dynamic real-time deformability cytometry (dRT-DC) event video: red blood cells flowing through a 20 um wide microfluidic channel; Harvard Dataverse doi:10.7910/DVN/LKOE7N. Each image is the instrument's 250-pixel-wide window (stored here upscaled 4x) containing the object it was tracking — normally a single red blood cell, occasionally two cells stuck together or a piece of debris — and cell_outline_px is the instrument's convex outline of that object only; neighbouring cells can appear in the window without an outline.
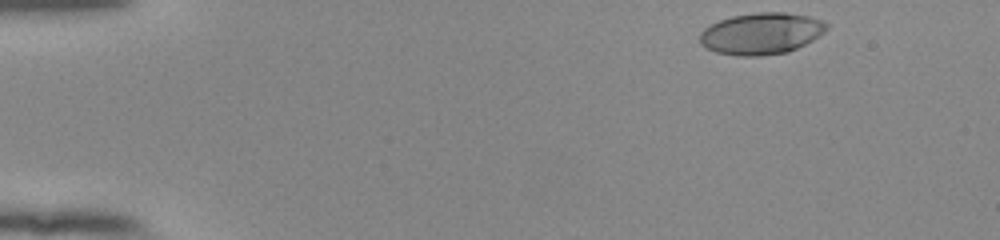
{"species": "human", "species_latin": "Homo sapiens", "temperature_condition": "room temperature", "stored_images_in_passage": 49, "camera_frame_rate_fps": 3000, "um_per_image_px": 0.085, "donor": {"sex": "female"}, "frame": {"image": 1, "passage_image": 1, "time_ms": 0.0, "image_size_px": [1000, 240], "cell_outline_px": [[828, 28], [824, 32], [812, 40], [788, 52], [760, 56], [736, 56], [716, 52], [700, 44], [700, 32], [704, 28], [720, 20], [732, 16], [756, 12], [784, 12], [808, 16], [820, 20], [828, 24]], "centroid_in_image_um": [64.7, 2.85], "position_along_channel_um": 20.3, "area_um2": 30.63}}
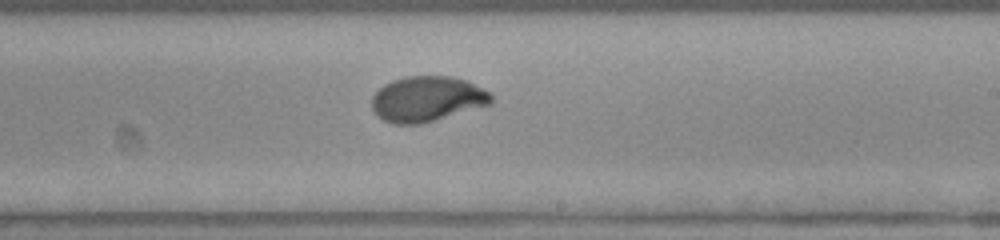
{"frame": {"image": 2, "passage_image": 28, "time_ms": 9.0, "image_size_px": [1000, 240], "cell_outline_px": [[492, 100], [488, 104], [436, 120], [420, 124], [392, 124], [376, 116], [372, 108], [372, 96], [384, 84], [392, 80], [404, 76], [448, 76], [468, 80], [492, 92]], "centroid_in_image_um": [36.29, 8.4], "position_along_channel_um": 252.7, "area_um2": 31.67}}
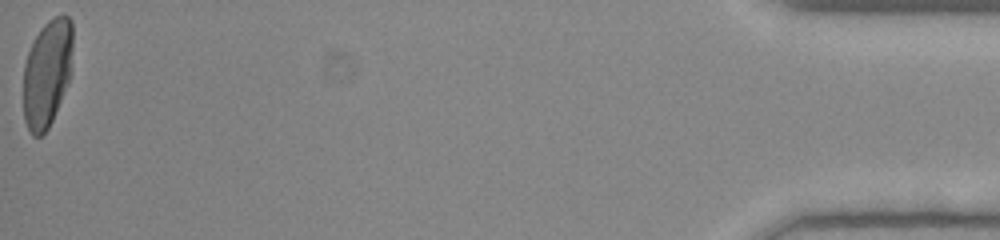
{"frame": {"image": 3, "passage_image": 49, "time_ms": 16.0, "image_size_px": [1000, 240], "cell_outline_px": [[72, 48], [68, 84], [52, 120], [48, 128], [40, 136], [32, 136], [24, 120], [24, 64], [28, 52], [40, 28], [48, 20], [56, 16], [68, 16], [72, 20]], "centroid_in_image_um": [4.0, 6.22], "position_along_channel_um": 431.2, "area_um2": 30.69}, "authors_computed_cell_mechanics": {"area_um2": 31.212, "velocity_mm_per_s": 3.8326, "shape_relaxation_time_tau1_ms": 4.0442, "shape_relaxation_time_tau2_ms": null, "deformation_change_tau1": 0.1955, "deformation_change_tau2": null}}